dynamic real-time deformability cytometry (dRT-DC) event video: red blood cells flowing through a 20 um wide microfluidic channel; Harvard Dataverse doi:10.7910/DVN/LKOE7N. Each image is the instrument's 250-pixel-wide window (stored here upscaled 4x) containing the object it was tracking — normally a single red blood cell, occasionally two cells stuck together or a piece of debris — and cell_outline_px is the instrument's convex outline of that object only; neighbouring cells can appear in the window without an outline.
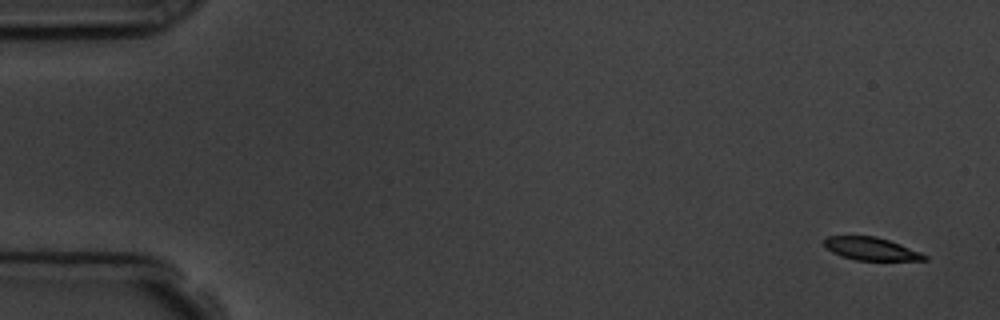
{"species": "common noctule bat (a hibernating species)", "species_latin": "Nyctalus noctula", "temperature_condition": "room temperature", "stored_images_in_passage": 5, "camera_frame_rate_fps": 3000, "um_per_image_px": 0.085, "animal": {"sex": "male", "body_mass_g": 19.5, "forearm_length_mm": 54.6}, "frame": {"image": 1, "passage_image": 1, "time_ms": 0.0, "image_size_px": [1000, 320], "cell_outline_px": [[928, 260], [856, 260], [840, 256], [832, 252], [824, 244], [824, 236], [876, 236], [900, 244], [920, 252], [928, 256]], "centroid_in_image_um": [74.03, 21.14], "position_along_channel_um": 11.0, "area_um2": 13.29}}
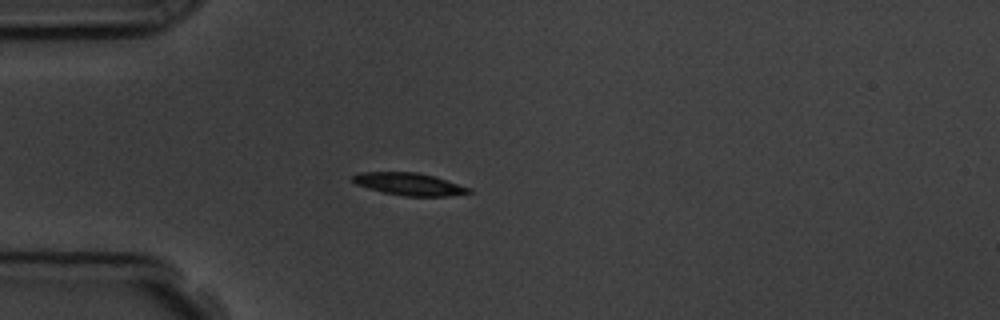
{"frame": {"image": 2, "passage_image": 4, "time_ms": 4.333, "image_size_px": [1000, 320], "cell_outline_px": [[472, 192], [448, 196], [404, 196], [384, 192], [368, 188], [356, 184], [352, 180], [352, 176], [360, 172], [416, 172], [432, 176], [472, 188]], "centroid_in_image_um": [34.78, 15.65], "position_along_channel_um": 50.2, "area_um2": 14.97}}